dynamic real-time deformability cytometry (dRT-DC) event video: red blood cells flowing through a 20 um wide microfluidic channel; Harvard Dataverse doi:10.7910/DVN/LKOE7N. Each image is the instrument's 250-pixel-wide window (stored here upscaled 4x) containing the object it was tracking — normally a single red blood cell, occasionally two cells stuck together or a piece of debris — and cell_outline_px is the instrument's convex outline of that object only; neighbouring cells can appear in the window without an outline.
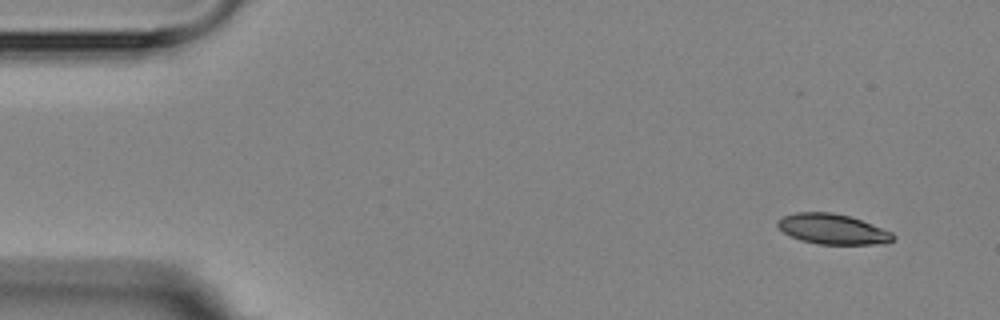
{"species": "Egyptian fruit bat (a non-hibernating species)", "species_latin": "Rousettus aegyptiacus", "temperature_condition": "room temperature", "stored_images_in_passage": 6, "camera_frame_rate_fps": 3000, "um_per_image_px": 0.085, "animal": {"sex": "female"}, "frame": {"image": 1, "passage_image": 1, "time_ms": 0.0, "image_size_px": [1000, 320], "cell_outline_px": [[896, 236], [892, 240], [884, 244], [816, 244], [800, 240], [784, 232], [776, 224], [776, 220], [784, 216], [796, 212], [832, 212], [848, 216], [872, 224], [892, 232]], "centroid_in_image_um": [70.77, 19.47], "position_along_channel_um": 14.2, "area_um2": 20.29}}
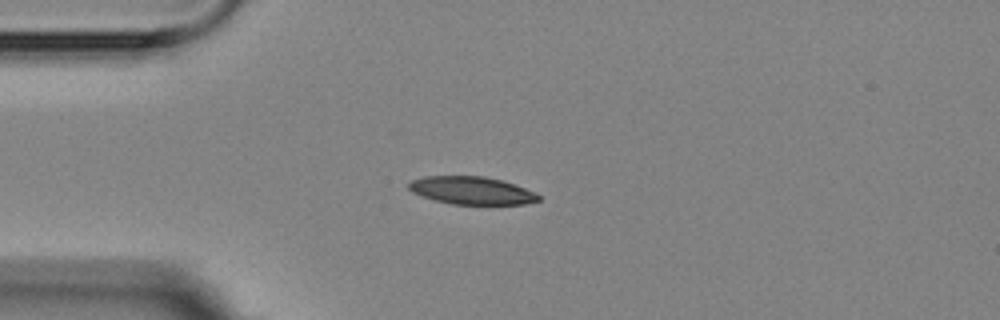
{"frame": {"image": 2, "passage_image": 4, "time_ms": 3.333, "image_size_px": [1000, 320], "cell_outline_px": [[540, 200], [524, 204], [452, 204], [436, 200], [412, 192], [408, 188], [408, 184], [412, 180], [424, 176], [484, 176], [500, 180], [536, 192], [540, 196]], "centroid_in_image_um": [40.09, 16.19], "position_along_channel_um": 44.9, "area_um2": 20.75}}
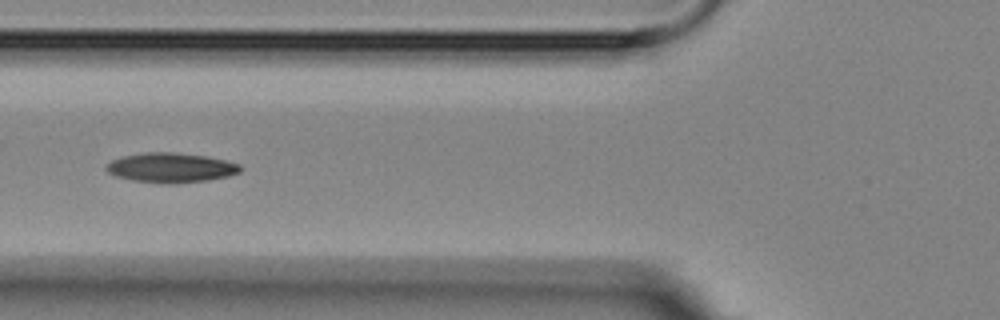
{"frame": {"image": 3, "passage_image": 6, "time_ms": 5.667, "image_size_px": [1000, 320], "cell_outline_px": [[240, 172], [228, 176], [208, 180], [176, 184], [160, 184], [132, 180], [116, 176], [108, 172], [104, 168], [112, 160], [120, 156], [144, 152], [172, 152], [208, 156], [240, 164]], "centroid_in_image_um": [14.5, 14.26], "position_along_channel_um": 111.3, "area_um2": 23.41}}